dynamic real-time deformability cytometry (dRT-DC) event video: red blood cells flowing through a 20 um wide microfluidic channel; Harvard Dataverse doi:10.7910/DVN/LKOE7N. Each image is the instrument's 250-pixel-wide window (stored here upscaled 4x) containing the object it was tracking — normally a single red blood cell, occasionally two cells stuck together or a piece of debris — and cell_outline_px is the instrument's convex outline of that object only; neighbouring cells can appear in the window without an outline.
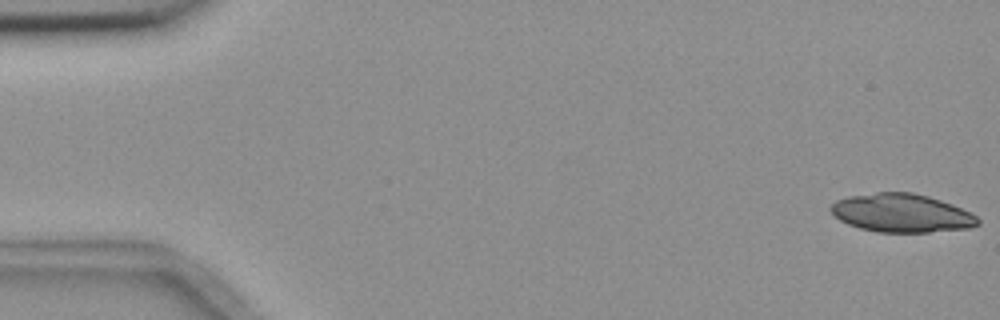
{"species": "common noctule bat (a hibernating species)", "species_latin": "Nyctalus noctula", "temperature_condition": "room temperature", "stored_images_in_passage": 5, "camera_frame_rate_fps": 3000, "um_per_image_px": 0.085, "animal": {"sex": "female", "body_mass_g": 18.4}, "frame": {"image": 1, "passage_image": 1, "time_ms": 0.0, "image_size_px": [1000, 320], "cell_outline_px": [[980, 224], [968, 228], [928, 232], [876, 232], [860, 228], [848, 224], [840, 220], [828, 208], [836, 200], [848, 196], [876, 192], [912, 192], [928, 196], [952, 204], [976, 216], [980, 220]], "centroid_in_image_um": [76.61, 18.1], "position_along_channel_um": 8.4, "area_um2": 32.83}}